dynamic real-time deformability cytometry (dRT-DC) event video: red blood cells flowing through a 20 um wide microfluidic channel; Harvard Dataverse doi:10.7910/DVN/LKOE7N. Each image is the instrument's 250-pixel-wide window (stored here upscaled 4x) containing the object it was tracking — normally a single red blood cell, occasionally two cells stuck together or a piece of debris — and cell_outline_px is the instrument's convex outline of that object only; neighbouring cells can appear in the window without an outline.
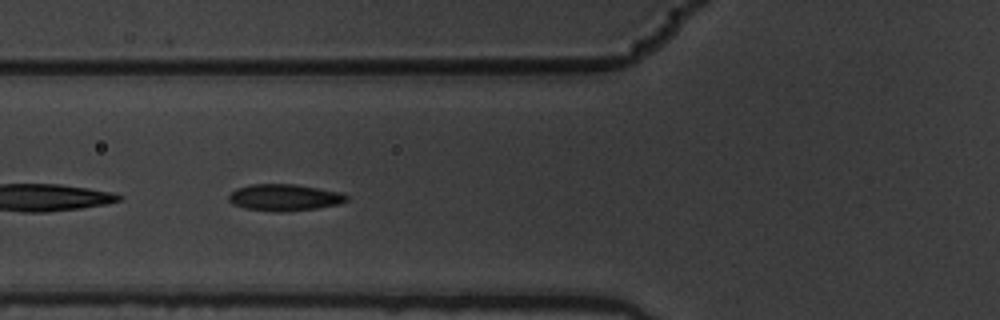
{"species": "common noctule bat (a hibernating species)", "species_latin": "Nyctalus noctula", "temperature_condition": "warm", "stored_images_in_passage": 7, "camera_frame_rate_fps": 3000, "um_per_image_px": 0.085, "animal": {"sex": "male", "body_mass_g": 19.5, "forearm_length_mm": 54.6}, "frame": {"image": 1, "passage_image": 7, "time_ms": 2.0, "image_size_px": [1000, 320], "cell_outline_px": [[348, 200], [340, 204], [316, 208], [276, 212], [244, 208], [232, 204], [228, 200], [228, 196], [236, 188], [252, 184], [296, 184], [340, 192], [348, 196]], "centroid_in_image_um": [24.16, 16.78], "position_along_channel_um": 101.6, "area_um2": 18.26}}